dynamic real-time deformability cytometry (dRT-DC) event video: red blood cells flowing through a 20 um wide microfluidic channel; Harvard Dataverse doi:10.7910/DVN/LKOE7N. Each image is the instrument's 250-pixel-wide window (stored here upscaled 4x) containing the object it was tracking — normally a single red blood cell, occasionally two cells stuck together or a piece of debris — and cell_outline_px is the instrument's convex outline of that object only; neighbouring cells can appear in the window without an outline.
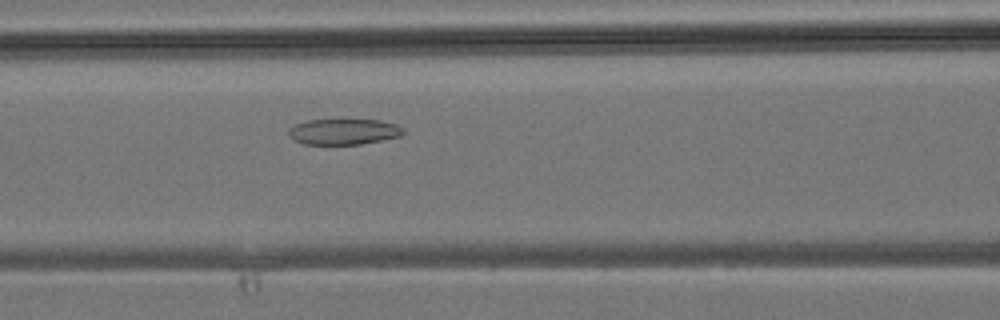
{"species": "common noctule bat (a hibernating species)", "species_latin": "Nyctalus noctula", "temperature_condition": "room temperature", "stored_images_in_passage": 37, "camera_frame_rate_fps": 3000, "um_per_image_px": 0.085, "animal": {"sex": "male", "body_mass_g": 19.2, "forearm_length_mm": 51.8}, "frame": {"image": 1, "passage_image": 15, "time_ms": 4.667, "image_size_px": [1000, 320], "cell_outline_px": [[404, 132], [400, 136], [360, 144], [304, 144], [292, 140], [288, 136], [288, 128], [296, 124], [308, 120], [380, 120], [396, 124], [404, 128]], "centroid_in_image_um": [29.18, 11.19], "position_along_channel_um": 137.4, "area_um2": 17.22}}
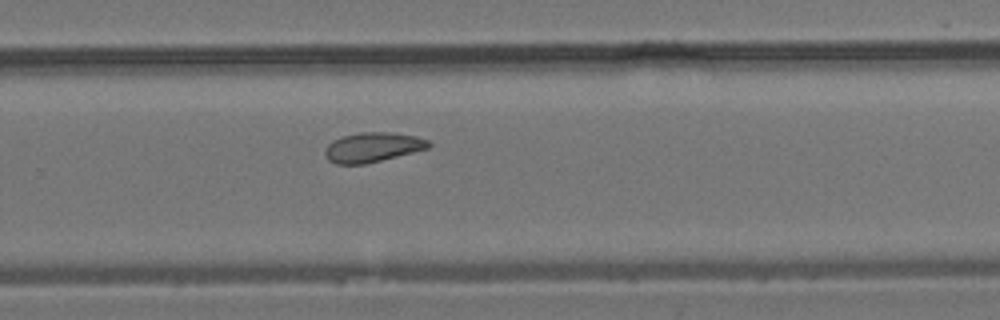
{"frame": {"image": 2, "passage_image": 24, "time_ms": 7.667, "image_size_px": [1000, 320], "cell_outline_px": [[432, 144], [428, 148], [364, 164], [336, 164], [328, 160], [324, 152], [324, 148], [332, 140], [344, 136], [360, 132], [392, 132], [416, 136], [428, 140]], "centroid_in_image_um": [31.65, 12.51], "position_along_channel_um": 298.2, "area_um2": 17.8}}
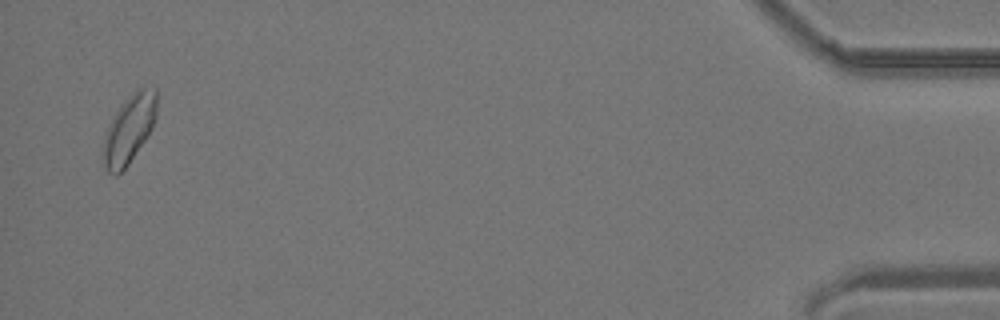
{"frame": {"image": 3, "passage_image": 36, "time_ms": 11.667, "image_size_px": [1000, 320], "cell_outline_px": [[156, 116], [152, 128], [148, 136], [128, 164], [116, 176], [108, 172], [104, 168], [104, 136], [112, 116], [136, 88], [156, 88]], "centroid_in_image_um": [10.98, 10.97], "position_along_channel_um": 424.2, "area_um2": 21.04}}